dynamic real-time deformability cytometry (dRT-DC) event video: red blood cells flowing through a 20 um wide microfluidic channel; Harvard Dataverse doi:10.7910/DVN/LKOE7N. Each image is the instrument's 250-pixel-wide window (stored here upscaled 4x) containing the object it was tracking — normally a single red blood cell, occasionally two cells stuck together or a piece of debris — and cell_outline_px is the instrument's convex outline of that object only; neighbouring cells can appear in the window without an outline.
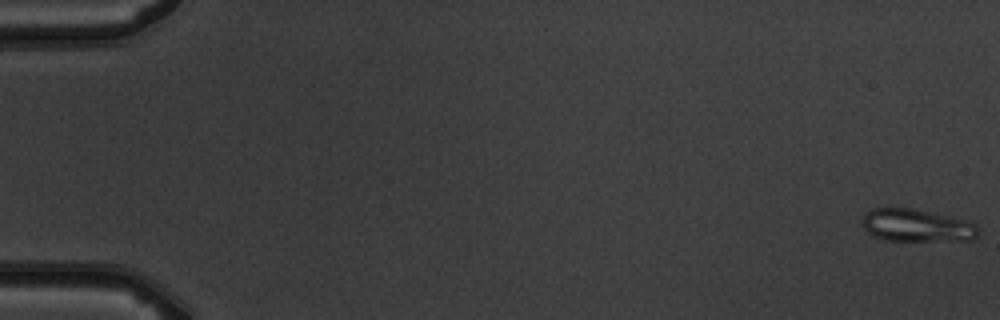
{"species": "common noctule bat (a hibernating species)", "species_latin": "Nyctalus noctula", "temperature_condition": "warm", "stored_images_in_passage": 4, "camera_frame_rate_fps": 3000, "um_per_image_px": 0.085, "animal": {"sex": "male", "body_mass_g": 19.5, "forearm_length_mm": 54.6}, "frame": {"image": 1, "passage_image": 1, "time_ms": 0.0, "image_size_px": [1000, 320], "cell_outline_px": [[980, 232], [972, 240], [884, 240], [872, 236], [864, 228], [864, 216], [872, 208], [912, 208], [968, 220], [976, 224]], "centroid_in_image_um": [77.96, 19.16], "position_along_channel_um": 7.0, "area_um2": 21.91}}